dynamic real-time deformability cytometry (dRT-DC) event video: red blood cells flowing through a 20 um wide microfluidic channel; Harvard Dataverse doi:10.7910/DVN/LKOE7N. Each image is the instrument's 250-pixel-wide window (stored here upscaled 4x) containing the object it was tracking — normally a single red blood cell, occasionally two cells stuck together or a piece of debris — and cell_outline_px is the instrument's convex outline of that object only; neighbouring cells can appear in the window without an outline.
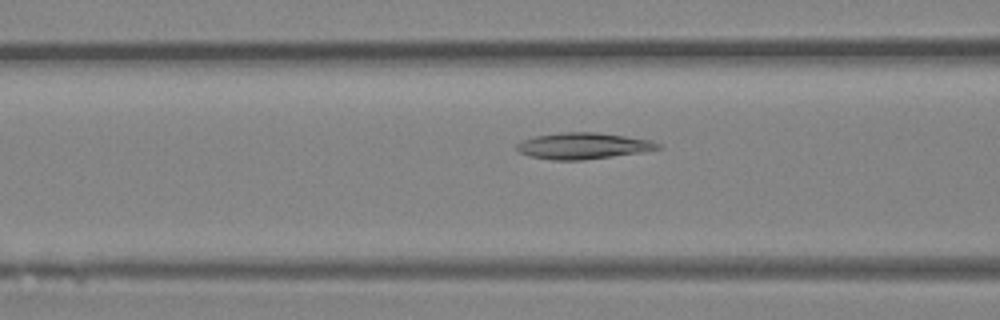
{"species": "Egyptian fruit bat (a non-hibernating species)", "species_latin": "Rousettus aegyptiacus", "temperature_condition": "room temperature", "stored_images_in_passage": 32, "camera_frame_rate_fps": 3000, "um_per_image_px": 0.085, "animal": {"sex": "female"}, "frame": {"image": 1, "passage_image": 12, "time_ms": 3.667, "image_size_px": [1000, 320], "cell_outline_px": [[664, 148], [644, 152], [584, 160], [552, 160], [528, 156], [520, 152], [516, 148], [516, 144], [524, 140], [536, 136], [564, 132], [596, 132], [652, 140], [660, 144]], "centroid_in_image_um": [49.61, 12.41], "position_along_channel_um": 117.0, "area_um2": 21.68}}
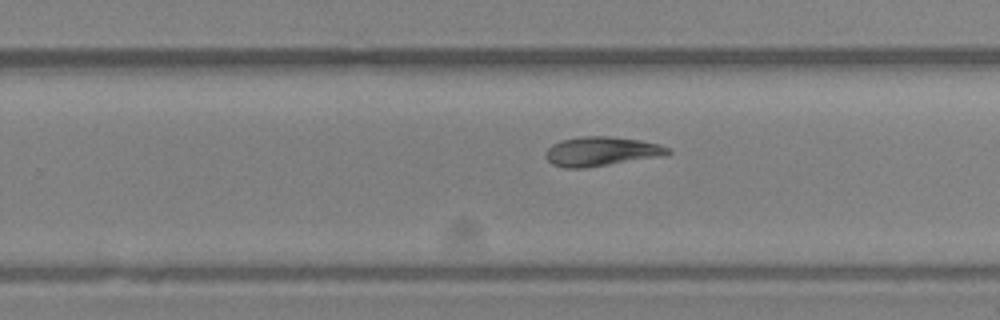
{"frame": {"image": 2, "passage_image": 23, "time_ms": 7.333, "image_size_px": [1000, 320], "cell_outline_px": [[672, 152], [664, 156], [584, 168], [564, 168], [552, 164], [544, 156], [544, 152], [552, 144], [560, 140], [580, 136], [608, 136], [640, 140], [660, 144], [672, 148]], "centroid_in_image_um": [51.12, 12.86], "position_along_channel_um": 278.7, "area_um2": 21.15}}
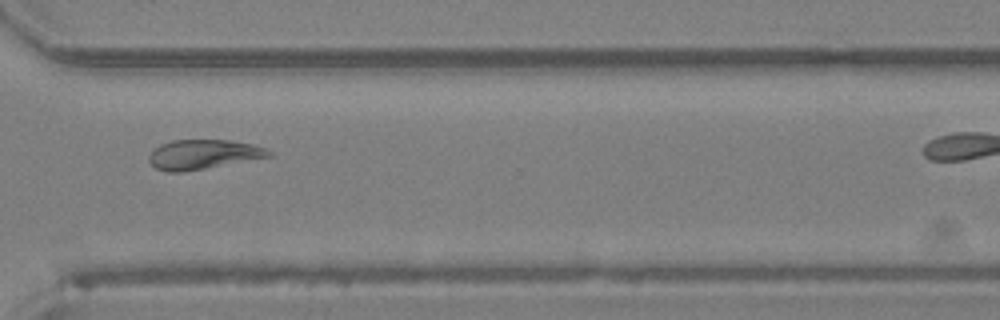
{"frame": {"image": 3, "passage_image": 28, "time_ms": 9.0, "image_size_px": [1000, 320], "cell_outline_px": [[272, 156], [184, 172], [168, 172], [156, 168], [148, 160], [148, 156], [160, 144], [172, 140], [228, 140], [252, 144], [264, 148], [272, 152]], "centroid_in_image_um": [17.25, 13.12], "position_along_channel_um": 353.3, "area_um2": 20.46}}